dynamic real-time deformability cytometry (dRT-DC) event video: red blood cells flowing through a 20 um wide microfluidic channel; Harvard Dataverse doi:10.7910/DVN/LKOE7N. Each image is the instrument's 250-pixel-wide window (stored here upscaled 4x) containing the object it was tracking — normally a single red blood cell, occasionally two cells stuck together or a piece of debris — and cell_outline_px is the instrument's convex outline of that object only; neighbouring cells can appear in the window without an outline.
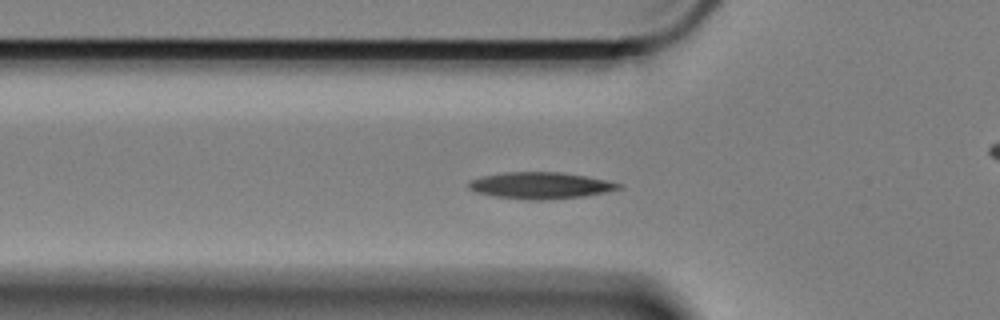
{"species": "Egyptian fruit bat (a non-hibernating species)", "species_latin": "Rousettus aegyptiacus", "temperature_condition": "cold", "stored_images_in_passage": 43, "camera_frame_rate_fps": 3000, "um_per_image_px": 0.085, "animal": {"sex": "female"}, "frame": {"image": 1, "passage_image": 2, "time_ms": 0.333, "image_size_px": [1000, 320], "cell_outline_px": [[624, 188], [584, 196], [552, 200], [528, 200], [492, 196], [476, 192], [468, 188], [468, 180], [480, 176], [504, 172], [560, 172], [584, 176], [624, 184]], "centroid_in_image_um": [45.9, 15.77], "position_along_channel_um": 79.9, "area_um2": 23.47}}
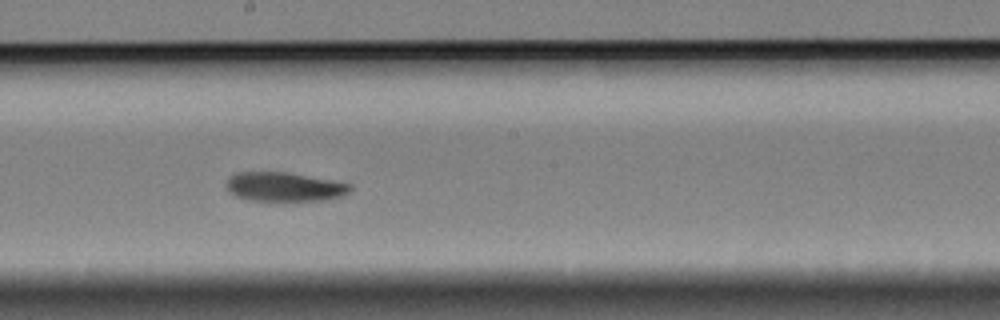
{"frame": {"image": 2, "passage_image": 15, "time_ms": 4.667, "image_size_px": [1000, 320], "cell_outline_px": [[352, 188], [344, 196], [324, 200], [248, 200], [236, 196], [228, 188], [228, 176], [236, 172], [288, 172], [332, 180], [352, 184]], "centroid_in_image_um": [24.21, 15.87], "position_along_channel_um": 224.0, "area_um2": 20.87}}
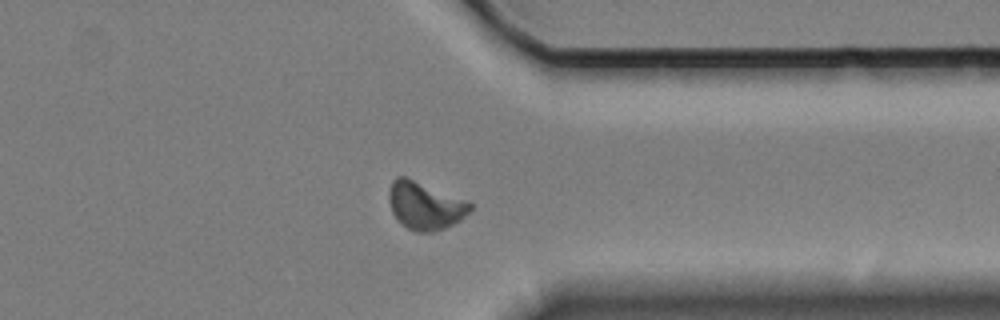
{"frame": {"image": 3, "passage_image": 29, "time_ms": 9.333, "image_size_px": [1000, 320], "cell_outline_px": [[472, 208], [460, 220], [444, 228], [432, 232], [416, 232], [408, 228], [392, 212], [388, 200], [388, 192], [392, 180], [396, 176], [404, 176], [468, 200], [472, 204]], "centroid_in_image_um": [36.12, 17.46], "position_along_channel_um": 375.3, "area_um2": 22.43}, "authors_computed_cell_mechanics": {"area_um2": 21.386, "velocity_mm_per_s": 3.3112, "shape_relaxation_time_tau1_ms": 3.9884, "shape_relaxation_time_tau2_ms": 6.0516, "deformation_change_tau1": 0.1331, "deformation_change_tau2": 0.1084}}